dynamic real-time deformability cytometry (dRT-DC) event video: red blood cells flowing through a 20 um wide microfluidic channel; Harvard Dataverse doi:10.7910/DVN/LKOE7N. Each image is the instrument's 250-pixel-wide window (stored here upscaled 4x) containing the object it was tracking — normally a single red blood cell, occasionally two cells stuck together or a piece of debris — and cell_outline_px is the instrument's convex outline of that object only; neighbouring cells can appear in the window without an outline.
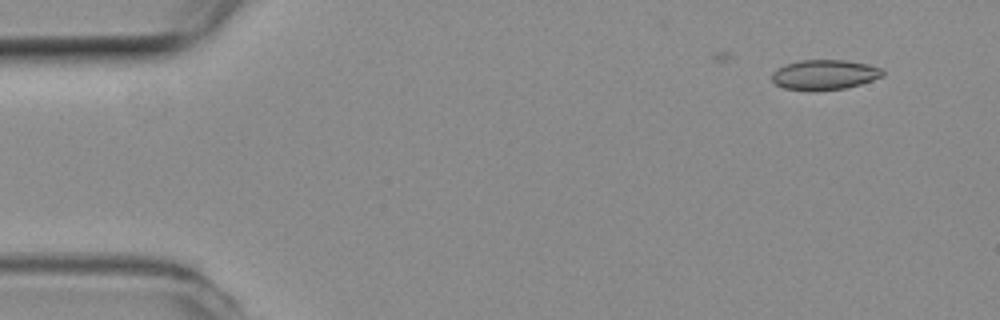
{"species": "common noctule bat (a hibernating species)", "species_latin": "Nyctalus noctula", "temperature_condition": "room temperature", "stored_images_in_passage": 49, "camera_frame_rate_fps": 3000, "um_per_image_px": 0.085, "animal": {"sex": "female", "body_mass_g": 19.3, "forearm_length_mm": 54.1}, "frame": {"image": 1, "passage_image": 4, "time_ms": 1.0, "image_size_px": [1000, 320], "cell_outline_px": [[884, 76], [860, 84], [844, 88], [812, 92], [784, 88], [776, 84], [772, 80], [772, 72], [784, 64], [800, 60], [844, 60], [868, 64], [884, 68]], "centroid_in_image_um": [70.08, 6.36], "position_along_channel_um": 14.9, "area_um2": 19.65}}
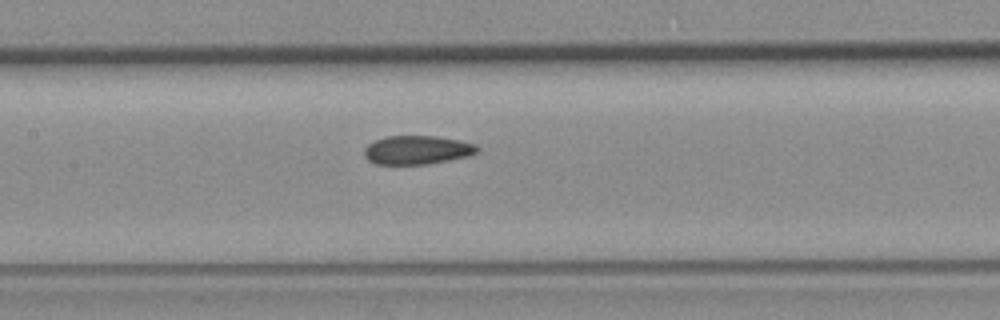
{"frame": {"image": 2, "passage_image": 25, "time_ms": 8.0, "image_size_px": [1000, 320], "cell_outline_px": [[480, 152], [468, 156], [428, 164], [376, 164], [368, 160], [364, 156], [364, 148], [368, 144], [384, 136], [436, 136], [460, 140], [476, 144], [480, 148]], "centroid_in_image_um": [35.48, 12.74], "position_along_channel_um": 171.9, "area_um2": 19.07}}
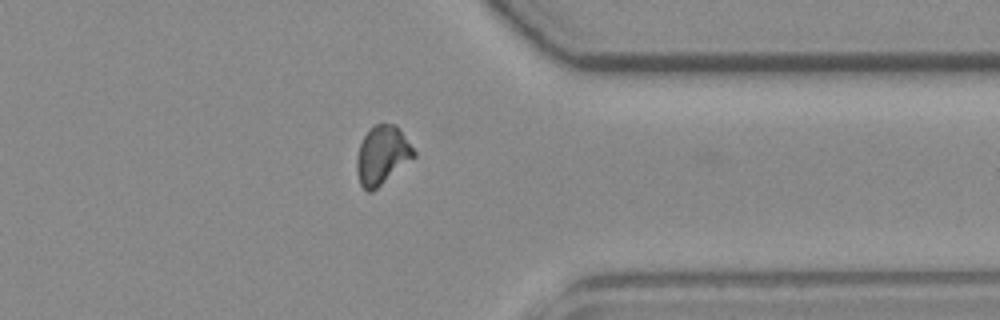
{"frame": {"image": 3, "passage_image": 42, "time_ms": 13.667, "image_size_px": [1000, 320], "cell_outline_px": [[416, 156], [372, 192], [368, 192], [360, 184], [356, 172], [356, 160], [360, 144], [368, 128], [376, 124], [396, 124], [416, 152]], "centroid_in_image_um": [32.47, 13.19], "position_along_channel_um": 378.9, "area_um2": 19.48}, "authors_computed_cell_mechanics": {"area_um2": 19.2474, "velocity_mm_per_s": 3.8099, "shape_relaxation_time_tau1_ms": null, "shape_relaxation_time_tau2_ms": 2.5306, "deformation_change_tau1": null, "deformation_change_tau2": 0.0739}}